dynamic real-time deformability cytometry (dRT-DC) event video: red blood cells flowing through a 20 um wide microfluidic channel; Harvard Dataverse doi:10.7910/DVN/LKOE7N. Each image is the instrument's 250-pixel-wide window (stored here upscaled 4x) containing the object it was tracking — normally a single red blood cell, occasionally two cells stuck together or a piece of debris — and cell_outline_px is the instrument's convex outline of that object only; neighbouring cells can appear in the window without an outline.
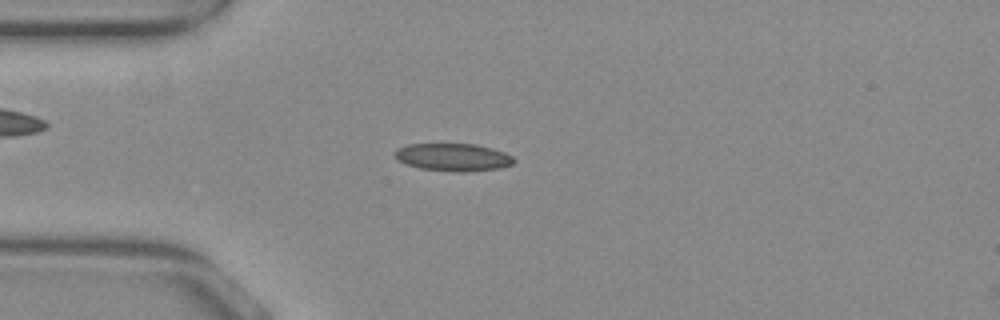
{"species": "common noctule bat (a hibernating species)", "species_latin": "Nyctalus noctula", "temperature_condition": "warm", "stored_images_in_passage": 49, "camera_frame_rate_fps": 3000, "um_per_image_px": 0.085, "animal": {"sex": "female", "body_mass_g": 29.2, "forearm_length_mm": 56.3}, "frame": {"image": 1, "passage_image": 10, "time_ms": 3.0, "image_size_px": [1000, 320], "cell_outline_px": [[516, 160], [512, 164], [500, 168], [464, 172], [420, 168], [396, 160], [392, 152], [396, 148], [408, 144], [476, 144], [492, 148], [504, 152], [512, 156]], "centroid_in_image_um": [38.49, 13.35], "position_along_channel_um": 46.5, "area_um2": 19.19}}
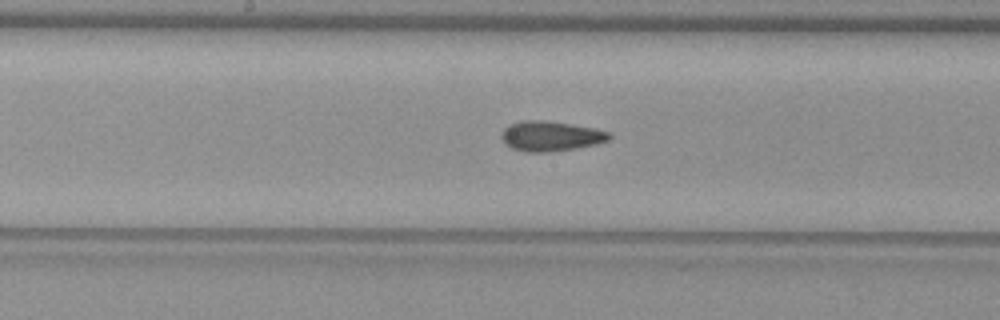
{"frame": {"image": 2, "passage_image": 23, "time_ms": 7.333, "image_size_px": [1000, 320], "cell_outline_px": [[612, 136], [608, 140], [596, 144], [576, 148], [548, 152], [524, 152], [512, 148], [500, 136], [504, 128], [508, 124], [524, 120], [540, 120], [596, 128], [612, 132]], "centroid_in_image_um": [46.83, 11.57], "position_along_channel_um": 201.4, "area_um2": 18.79}}
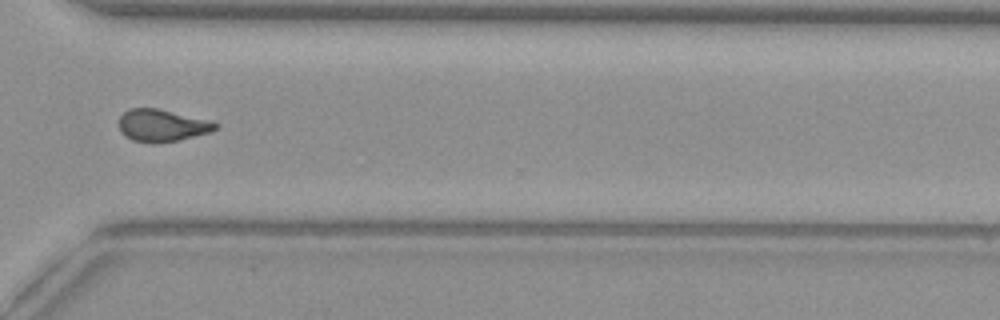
{"frame": {"image": 3, "passage_image": 35, "time_ms": 11.333, "image_size_px": [1000, 320], "cell_outline_px": [[216, 128], [208, 132], [176, 140], [132, 140], [124, 136], [120, 132], [120, 116], [124, 112], [132, 108], [156, 108], [204, 120], [216, 124]], "centroid_in_image_um": [13.67, 10.63], "position_along_channel_um": 356.9, "area_um2": 16.82}, "authors_computed_cell_mechanics": {"area_um2": 18.2648, "velocity_mm_per_s": 3.8887, "shape_relaxation_time_tau1_ms": null, "shape_relaxation_time_tau2_ms": 2.5799, "deformation_change_tau1": null, "deformation_change_tau2": 0.1034}}